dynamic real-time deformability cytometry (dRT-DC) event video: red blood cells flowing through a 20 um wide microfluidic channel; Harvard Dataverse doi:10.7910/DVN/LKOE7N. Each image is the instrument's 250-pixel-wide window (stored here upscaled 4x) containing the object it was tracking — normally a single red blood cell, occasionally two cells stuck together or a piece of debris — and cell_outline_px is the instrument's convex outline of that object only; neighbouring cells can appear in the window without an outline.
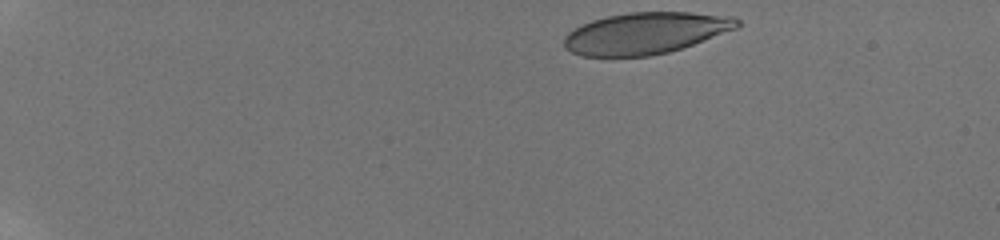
{"species": "human", "species_latin": "Homo sapiens", "temperature_condition": "room temperature", "stored_images_in_passage": 9, "camera_frame_rate_fps": 3000, "um_per_image_px": 0.085, "donor": {"sex": "male"}, "frame": {"image": 1, "passage_image": 1, "time_ms": 0.0, "image_size_px": [1000, 240], "cell_outline_px": [[740, 24], [736, 28], [692, 44], [668, 52], [648, 56], [580, 56], [564, 48], [564, 36], [568, 32], [592, 20], [608, 16], [628, 12], [692, 12], [732, 16], [740, 20]], "centroid_in_image_um": [54.85, 2.81], "position_along_channel_um": 30.2, "area_um2": 41.62}}
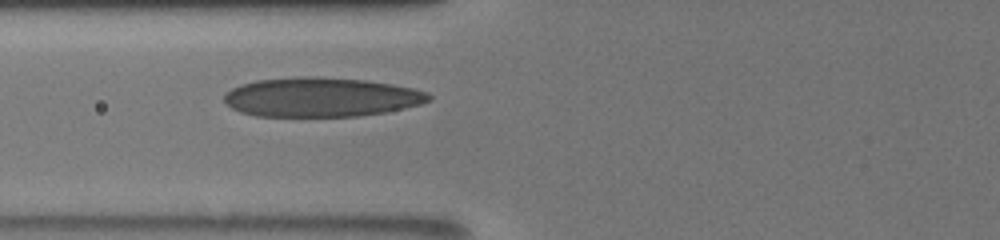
{"frame": {"image": 2, "passage_image": 9, "time_ms": 5.0, "image_size_px": [1000, 240], "cell_outline_px": [[432, 100], [420, 104], [404, 108], [384, 112], [356, 116], [256, 116], [240, 112], [232, 108], [224, 100], [224, 96], [232, 88], [256, 80], [304, 76], [308, 76], [364, 80], [392, 84], [412, 88], [428, 92], [432, 96]], "centroid_in_image_um": [27.32, 8.26], "position_along_channel_um": 98.5, "area_um2": 46.59}}